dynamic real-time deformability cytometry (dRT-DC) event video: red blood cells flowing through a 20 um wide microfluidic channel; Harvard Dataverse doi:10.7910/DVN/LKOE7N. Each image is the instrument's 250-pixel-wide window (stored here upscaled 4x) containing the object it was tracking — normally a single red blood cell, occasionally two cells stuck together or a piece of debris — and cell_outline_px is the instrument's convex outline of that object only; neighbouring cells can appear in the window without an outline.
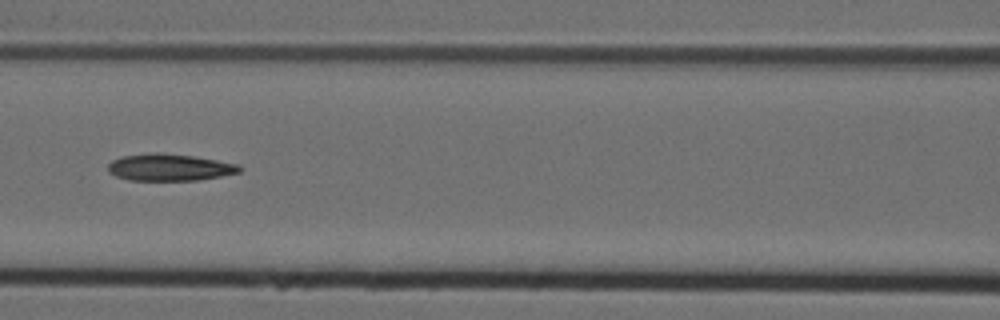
{"species": "Egyptian fruit bat (a non-hibernating species)", "species_latin": "Rousettus aegyptiacus", "temperature_condition": "cold", "stored_images_in_passage": 9, "segment_of_instrument_passage": [1, 2], "camera_frame_rate_fps": 3000, "um_per_image_px": 0.085, "animal": {"sex": "female"}, "frame": {"image": 1, "passage_image": 7, "time_ms": 2.0, "image_size_px": [1000, 320], "cell_outline_px": [[244, 168], [240, 172], [220, 176], [196, 180], [128, 180], [116, 176], [108, 172], [108, 164], [112, 160], [120, 156], [156, 152], [160, 152], [192, 156], [240, 164]], "centroid_in_image_um": [14.4, 14.22], "position_along_channel_um": 152.2, "area_um2": 20.69}}
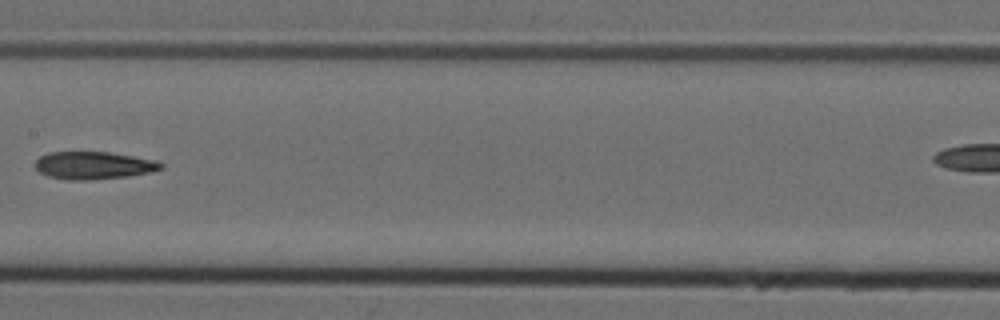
{"frame": {"image": 2, "passage_image": 8, "time_ms": 2.333, "image_size_px": [1000, 320], "cell_outline_px": [[164, 168], [152, 172], [128, 176], [88, 180], [68, 180], [48, 176], [40, 172], [32, 164], [40, 156], [48, 152], [108, 152], [156, 160], [164, 164]], "centroid_in_image_um": [7.95, 14.06], "position_along_channel_um": 199.5, "area_um2": 20.35}}